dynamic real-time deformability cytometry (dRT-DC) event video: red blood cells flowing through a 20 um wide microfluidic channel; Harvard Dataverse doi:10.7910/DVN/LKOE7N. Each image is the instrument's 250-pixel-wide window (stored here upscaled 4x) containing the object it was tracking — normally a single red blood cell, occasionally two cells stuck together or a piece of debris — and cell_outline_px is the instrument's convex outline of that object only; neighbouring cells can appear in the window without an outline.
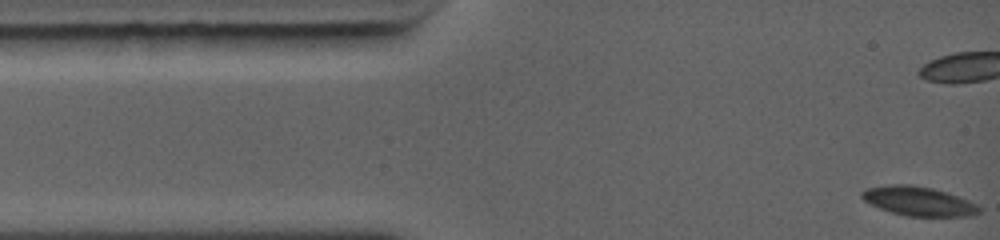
{"species": "common noctule bat (a hibernating species)", "species_latin": "Nyctalus noctula", "temperature_condition": "warm", "stored_images_in_passage": 43, "camera_frame_rate_fps": 5000, "um_per_image_px": 0.085, "animal": {"sex": "female", "body_mass_g": 19.0, "forearm_length_mm": 56.7}, "frame": {"image": 1, "passage_image": 1, "time_ms": 0.0, "image_size_px": [1000, 240], "cell_outline_px": [[980, 212], [972, 216], [908, 216], [892, 212], [880, 208], [864, 200], [860, 196], [860, 192], [864, 188], [888, 184], [912, 184], [932, 188], [948, 192], [968, 200], [976, 204], [980, 208]], "centroid_in_image_um": [78.06, 17.08], "position_along_channel_um": 6.9, "area_um2": 20.06}, "authors_computed_cell_mechanics": {"area_um2": 20.808, "velocity_mm_per_s": 4.4381, "shape_relaxation_time_tau1_ms": 2.5797, "shape_relaxation_time_tau2_ms": 2.7259, "deformation_change_tau1": 0.1343, "deformation_change_tau2": 0.0418}}